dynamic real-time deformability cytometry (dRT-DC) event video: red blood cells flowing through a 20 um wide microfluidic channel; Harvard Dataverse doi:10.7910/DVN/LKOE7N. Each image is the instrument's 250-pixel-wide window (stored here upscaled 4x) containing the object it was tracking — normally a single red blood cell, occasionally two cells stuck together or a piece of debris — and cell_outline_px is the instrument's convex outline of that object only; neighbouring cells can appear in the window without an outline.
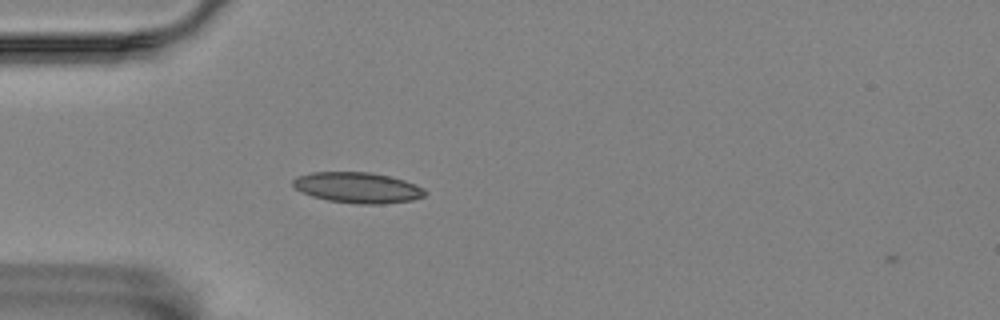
{"species": "Egyptian fruit bat (a non-hibernating species)", "species_latin": "Rousettus aegyptiacus", "temperature_condition": "room temperature", "stored_images_in_passage": 1, "camera_frame_rate_fps": 3000, "um_per_image_px": 0.085, "animal": {"sex": "female"}, "frame": {"image": 1, "passage_image": 1, "time_ms": 0.0, "image_size_px": [1000, 320], "cell_outline_px": [[428, 192], [424, 196], [412, 200], [380, 204], [360, 204], [328, 200], [312, 196], [300, 192], [292, 184], [292, 180], [296, 176], [312, 172], [372, 172], [404, 180], [424, 188]], "centroid_in_image_um": [30.39, 15.94], "position_along_channel_um": 54.6, "area_um2": 23.64}}